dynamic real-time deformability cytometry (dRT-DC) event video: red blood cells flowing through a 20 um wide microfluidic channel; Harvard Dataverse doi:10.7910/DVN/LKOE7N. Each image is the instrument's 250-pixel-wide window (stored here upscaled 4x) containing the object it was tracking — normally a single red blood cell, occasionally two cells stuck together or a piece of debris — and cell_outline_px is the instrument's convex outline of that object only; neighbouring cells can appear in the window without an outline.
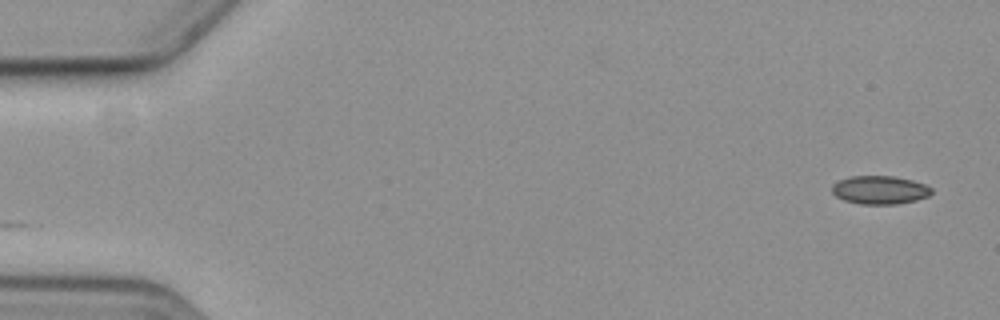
{"species": "common noctule bat (a hibernating species)", "species_latin": "Nyctalus noctula", "temperature_condition": "cold", "stored_images_in_passage": 2, "camera_frame_rate_fps": 3000, "um_per_image_px": 0.085, "animal": {"sex": "female", "body_mass_g": 19.3, "forearm_length_mm": 54.1}, "frame": {"image": 1, "passage_image": 2, "time_ms": 1.0, "image_size_px": [1000, 320], "cell_outline_px": [[932, 192], [928, 196], [916, 200], [896, 204], [860, 204], [844, 200], [836, 196], [832, 192], [832, 184], [848, 176], [896, 176], [912, 180], [924, 184], [932, 188]], "centroid_in_image_um": [74.78, 16.14], "position_along_channel_um": 10.2, "area_um2": 16.47}}